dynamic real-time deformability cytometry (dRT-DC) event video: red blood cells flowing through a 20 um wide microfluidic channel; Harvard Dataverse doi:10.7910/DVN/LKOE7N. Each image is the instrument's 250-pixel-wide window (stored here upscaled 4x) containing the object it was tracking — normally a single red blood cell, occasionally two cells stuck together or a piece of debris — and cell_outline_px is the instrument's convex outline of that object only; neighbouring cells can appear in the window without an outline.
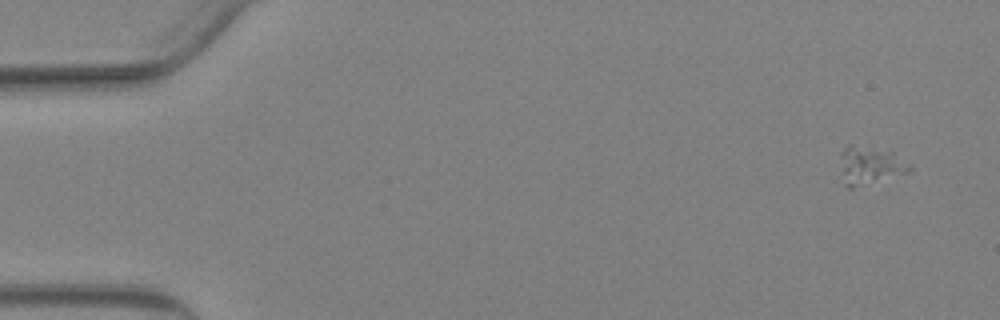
{"species": "Egyptian fruit bat (a non-hibernating species)", "species_latin": "Rousettus aegyptiacus", "temperature_condition": "warm", "stored_images_in_passage": 55, "segment_of_instrument_passage": [1, 2], "camera_frame_rate_fps": 3000, "um_per_image_px": 0.085, "animal": {"sex": "female"}, "frame": {"image": 1, "passage_image": 1, "time_ms": 0.0, "image_size_px": [1000, 320], "cell_outline_px": [[912, 168], [908, 172], [852, 188], [848, 188], [844, 184], [840, 152], [848, 144], [852, 144], [892, 152], [908, 164]], "centroid_in_image_um": [73.91, 14.05], "position_along_channel_um": 11.1, "area_um2": 14.85}}
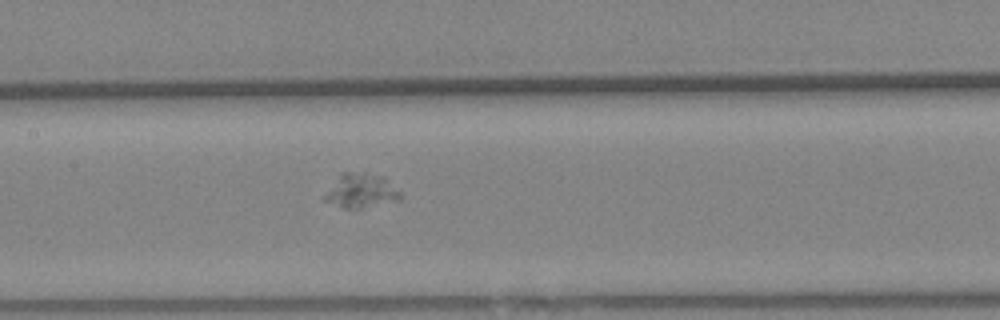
{"frame": {"image": 2, "passage_image": 26, "time_ms": 8.333, "image_size_px": [1000, 320], "cell_outline_px": [[400, 200], [360, 208], [344, 208], [324, 200], [324, 196], [340, 176], [344, 172], [364, 172], [384, 176], [400, 192]], "centroid_in_image_um": [30.73, 16.21], "position_along_channel_um": 176.7, "area_um2": 14.68}}
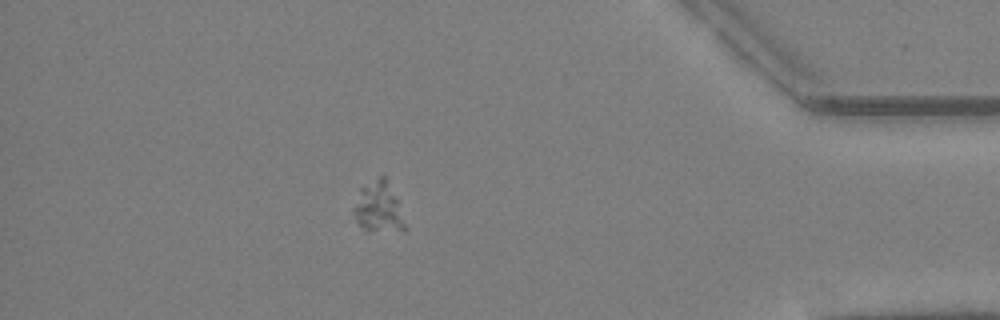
{"frame": {"image": 3, "passage_image": 48, "time_ms": 15.667, "image_size_px": [1000, 320], "cell_outline_px": [[408, 228], [404, 232], [368, 232], [356, 220], [352, 212], [352, 208], [360, 188], [380, 176], [384, 176], [396, 200]], "centroid_in_image_um": [32.17, 17.71], "position_along_channel_um": 403.0, "area_um2": 15.14}}